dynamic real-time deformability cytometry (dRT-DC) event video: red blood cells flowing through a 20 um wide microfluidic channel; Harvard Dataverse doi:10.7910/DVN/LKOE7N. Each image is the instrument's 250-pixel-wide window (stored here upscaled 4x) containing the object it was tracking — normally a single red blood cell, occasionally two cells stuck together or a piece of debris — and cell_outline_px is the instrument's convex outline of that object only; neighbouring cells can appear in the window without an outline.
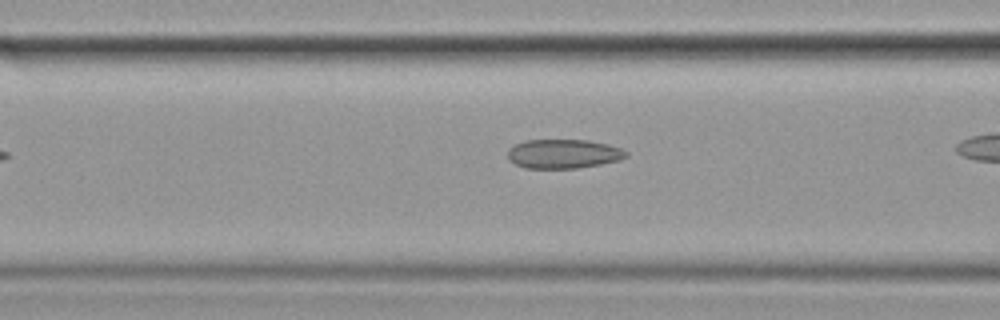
{"species": "common noctule bat (a hibernating species)", "species_latin": "Nyctalus noctula", "temperature_condition": "cold", "stored_images_in_passage": 30, "camera_frame_rate_fps": 3000, "um_per_image_px": 0.085, "animal": {"sex": "female", "body_mass_g": 19.9}, "frame": {"image": 1, "passage_image": 8, "time_ms": 2.333, "image_size_px": [1000, 320], "cell_outline_px": [[628, 156], [620, 160], [600, 164], [576, 168], [524, 168], [508, 160], [508, 148], [524, 140], [588, 140], [608, 144], [620, 148], [628, 152]], "centroid_in_image_um": [47.88, 13.07], "position_along_channel_um": 118.7, "area_um2": 20.17}}
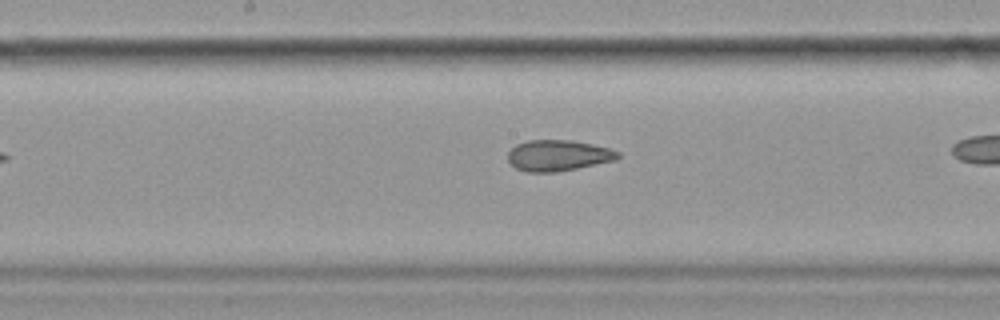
{"frame": {"image": 2, "passage_image": 15, "time_ms": 4.667, "image_size_px": [1000, 320], "cell_outline_px": [[620, 156], [616, 160], [556, 172], [528, 172], [516, 168], [508, 160], [508, 152], [516, 144], [528, 140], [572, 140], [592, 144], [608, 148], [620, 152]], "centroid_in_image_um": [47.44, 13.21], "position_along_channel_um": 200.8, "area_um2": 19.77}}
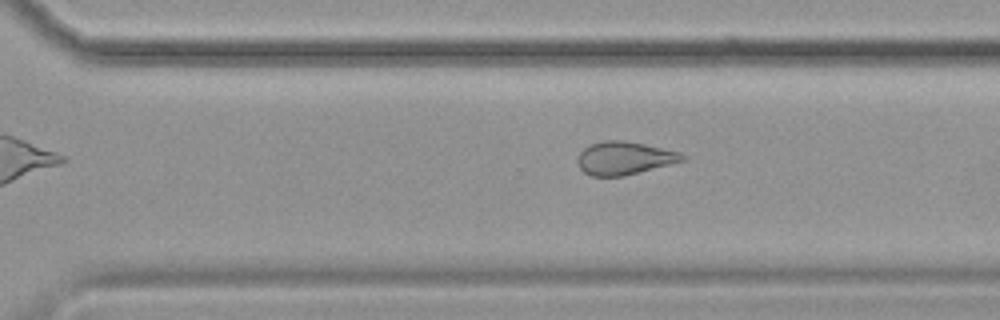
{"frame": {"image": 3, "passage_image": 25, "time_ms": 8.0, "image_size_px": [1000, 320], "cell_outline_px": [[684, 160], [624, 176], [592, 176], [584, 172], [580, 168], [576, 160], [580, 152], [584, 148], [592, 144], [604, 140], [624, 140], [644, 144], [680, 152], [684, 156]], "centroid_in_image_um": [53.02, 13.44], "position_along_channel_um": 317.6, "area_um2": 19.94}}